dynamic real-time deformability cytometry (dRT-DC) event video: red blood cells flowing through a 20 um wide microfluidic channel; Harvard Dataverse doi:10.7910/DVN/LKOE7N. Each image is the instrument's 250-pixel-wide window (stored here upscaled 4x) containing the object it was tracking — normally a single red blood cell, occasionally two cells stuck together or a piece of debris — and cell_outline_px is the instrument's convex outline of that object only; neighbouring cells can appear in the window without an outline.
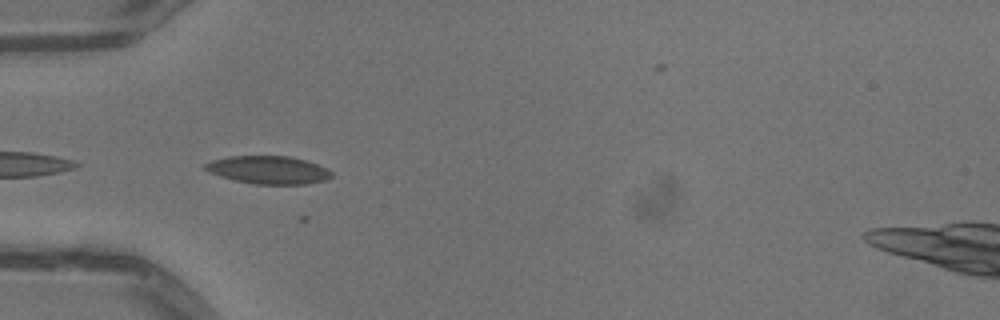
{"species": "common noctule bat (a hibernating species)", "species_latin": "Nyctalus noctula", "temperature_condition": "warm", "stored_images_in_passage": 17, "camera_frame_rate_fps": 3000, "um_per_image_px": 0.085, "animal": {"sex": "male", "body_mass_g": 13.3}, "frame": {"image": 1, "passage_image": 1, "time_ms": 0.0, "image_size_px": [1000, 320], "cell_outline_px": [[332, 176], [324, 180], [308, 184], [256, 184], [236, 180], [220, 176], [204, 168], [204, 164], [212, 160], [228, 156], [288, 156], [304, 160], [328, 168], [332, 172]], "centroid_in_image_um": [22.83, 14.44], "position_along_channel_um": 62.2, "area_um2": 20.35}}
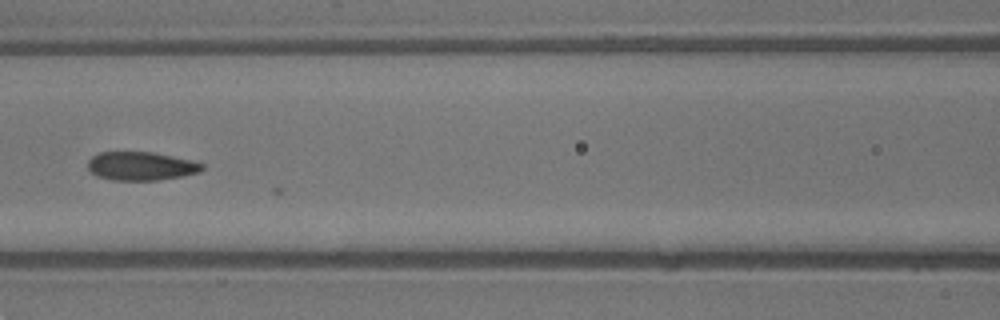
{"frame": {"image": 2, "passage_image": 8, "time_ms": 2.333, "image_size_px": [1000, 320], "cell_outline_px": [[204, 168], [200, 172], [184, 176], [156, 180], [112, 180], [96, 176], [88, 168], [88, 160], [92, 156], [100, 152], [152, 152], [196, 160], [204, 164]], "centroid_in_image_um": [12.03, 14.11], "position_along_channel_um": 154.6, "area_um2": 19.25}}
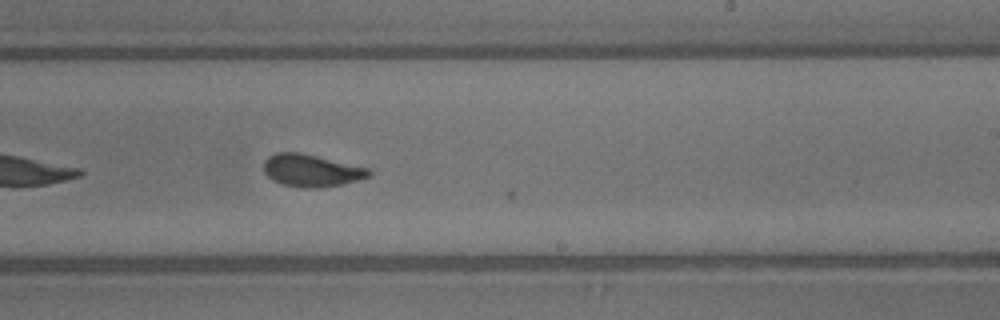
{"frame": {"image": 3, "passage_image": 16, "time_ms": 5.0, "image_size_px": [1000, 320], "cell_outline_px": [[372, 172], [368, 176], [360, 180], [320, 188], [304, 188], [280, 184], [272, 180], [264, 172], [264, 160], [268, 156], [276, 152], [300, 152], [372, 168]], "centroid_in_image_um": [26.48, 14.49], "position_along_channel_um": 262.5, "area_um2": 20.11}}